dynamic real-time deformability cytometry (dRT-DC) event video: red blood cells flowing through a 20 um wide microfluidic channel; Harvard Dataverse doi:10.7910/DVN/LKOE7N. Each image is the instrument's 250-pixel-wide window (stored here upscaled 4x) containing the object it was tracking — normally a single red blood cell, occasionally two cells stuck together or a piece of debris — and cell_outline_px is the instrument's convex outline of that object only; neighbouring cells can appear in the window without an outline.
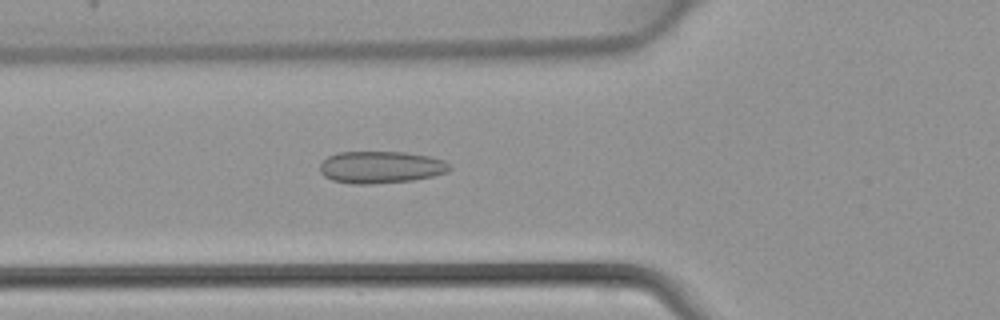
{"species": "common noctule bat (a hibernating species)", "species_latin": "Nyctalus noctula", "temperature_condition": "warm", "stored_images_in_passage": 44, "camera_frame_rate_fps": 3000, "um_per_image_px": 0.085, "animal": {"sex": "female", "body_mass_g": 22.7, "forearm_length_mm": 54.2}, "frame": {"image": 1, "passage_image": 16, "time_ms": 5.0, "image_size_px": [1000, 320], "cell_outline_px": [[452, 168], [448, 172], [432, 176], [412, 180], [372, 184], [352, 184], [332, 180], [324, 176], [320, 172], [320, 164], [328, 156], [336, 152], [404, 152], [428, 156], [444, 160]], "centroid_in_image_um": [32.35, 14.21], "position_along_channel_um": 93.4, "area_um2": 24.28}}
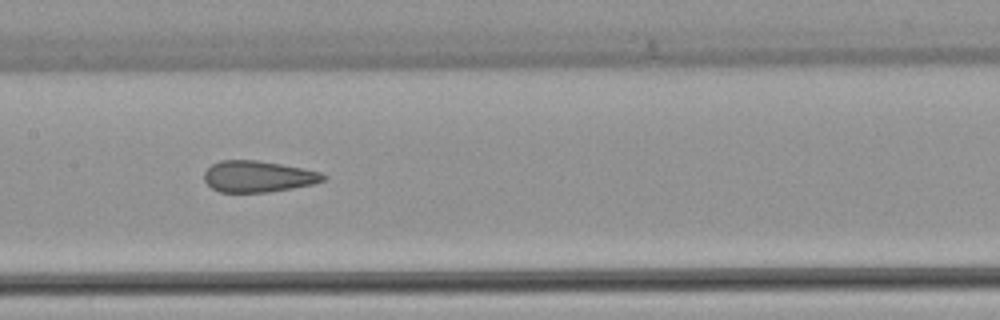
{"frame": {"image": 2, "passage_image": 22, "time_ms": 7.0, "image_size_px": [1000, 320], "cell_outline_px": [[328, 176], [324, 180], [312, 184], [292, 188], [268, 192], [220, 192], [212, 188], [204, 180], [204, 172], [212, 164], [220, 160], [256, 160], [280, 164], [320, 172]], "centroid_in_image_um": [21.91, 15.0], "position_along_channel_um": 185.5, "area_um2": 21.56}}
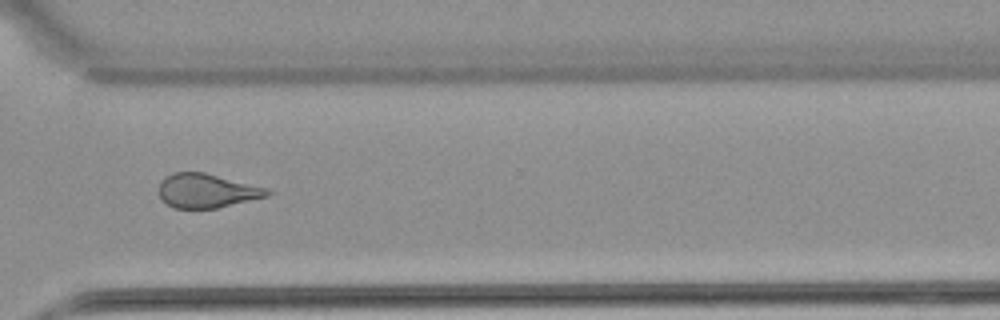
{"frame": {"image": 3, "passage_image": 33, "time_ms": 10.667, "image_size_px": [1000, 320], "cell_outline_px": [[272, 192], [268, 196], [216, 208], [172, 208], [160, 200], [160, 180], [164, 176], [172, 172], [204, 172], [268, 188]], "centroid_in_image_um": [17.54, 16.21], "position_along_channel_um": 353.1, "area_um2": 21.62}}